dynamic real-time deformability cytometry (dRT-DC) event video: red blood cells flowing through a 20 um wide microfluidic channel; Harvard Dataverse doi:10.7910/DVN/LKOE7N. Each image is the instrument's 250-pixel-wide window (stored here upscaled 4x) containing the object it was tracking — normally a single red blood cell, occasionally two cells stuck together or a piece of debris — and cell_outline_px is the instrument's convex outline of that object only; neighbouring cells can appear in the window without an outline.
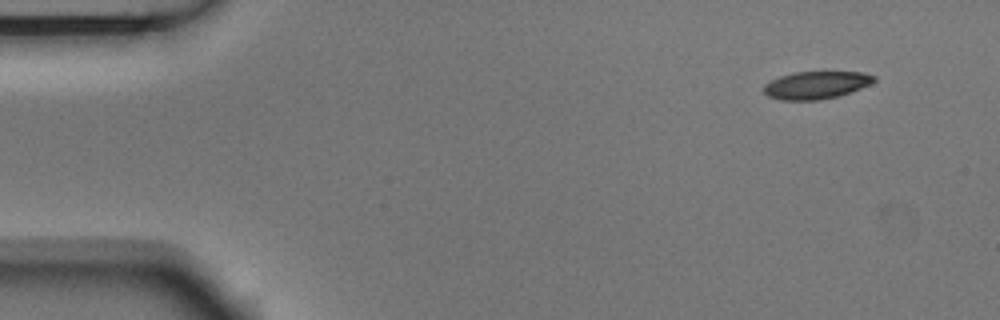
{"species": "Egyptian fruit bat (a non-hibernating species)", "species_latin": "Rousettus aegyptiacus", "temperature_condition": "room temperature", "stored_images_in_passage": 5, "segment_of_instrument_passage": [1, 2], "camera_frame_rate_fps": 3000, "um_per_image_px": 0.085, "animal": {"sex": "male"}, "frame": {"image": 1, "passage_image": 1, "time_ms": 0.0, "image_size_px": [1000, 320], "cell_outline_px": [[876, 80], [860, 88], [836, 96], [820, 100], [780, 100], [768, 96], [764, 92], [764, 84], [780, 76], [792, 72], [824, 68], [864, 72], [876, 76]], "centroid_in_image_um": [69.4, 7.16], "position_along_channel_um": 15.6, "area_um2": 18.61}}
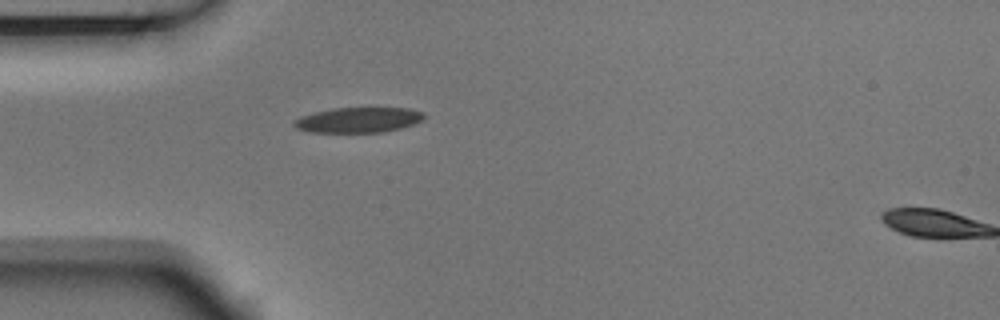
{"frame": {"image": 2, "passage_image": 4, "time_ms": 1.0, "image_size_px": [1000, 320], "cell_outline_px": [[424, 120], [400, 128], [384, 132], [308, 132], [296, 128], [292, 124], [292, 120], [300, 116], [312, 112], [332, 108], [408, 108], [424, 112]], "centroid_in_image_um": [30.41, 10.19], "position_along_channel_um": 54.6, "area_um2": 19.31}}